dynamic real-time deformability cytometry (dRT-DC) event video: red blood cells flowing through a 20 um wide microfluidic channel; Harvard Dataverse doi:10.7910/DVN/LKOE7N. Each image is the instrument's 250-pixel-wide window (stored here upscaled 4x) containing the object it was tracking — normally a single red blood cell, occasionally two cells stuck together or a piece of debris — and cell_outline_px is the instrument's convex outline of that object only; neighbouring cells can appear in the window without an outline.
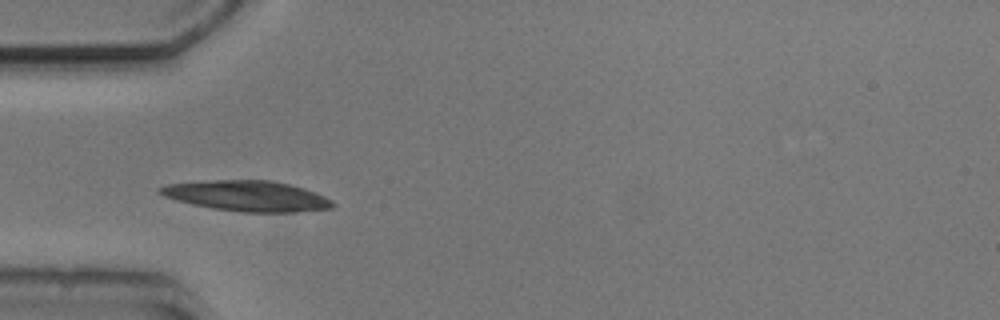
{"species": "common noctule bat (a hibernating species)", "species_latin": "Nyctalus noctula", "temperature_condition": "cold", "stored_images_in_passage": 8, "camera_frame_rate_fps": 3000, "um_per_image_px": 0.085, "animal": {"sex": "male", "body_mass_g": 20.5, "forearm_length_mm": 52.5}, "frame": {"image": 1, "passage_image": 4, "time_ms": 3.667, "image_size_px": [1000, 320], "cell_outline_px": [[336, 204], [332, 208], [296, 212], [240, 212], [212, 208], [192, 204], [176, 200], [164, 196], [156, 192], [156, 188], [168, 184], [216, 180], [272, 180], [304, 188], [324, 196], [332, 200]], "centroid_in_image_um": [21.0, 16.66], "position_along_channel_um": 64.0, "area_um2": 30.69}}